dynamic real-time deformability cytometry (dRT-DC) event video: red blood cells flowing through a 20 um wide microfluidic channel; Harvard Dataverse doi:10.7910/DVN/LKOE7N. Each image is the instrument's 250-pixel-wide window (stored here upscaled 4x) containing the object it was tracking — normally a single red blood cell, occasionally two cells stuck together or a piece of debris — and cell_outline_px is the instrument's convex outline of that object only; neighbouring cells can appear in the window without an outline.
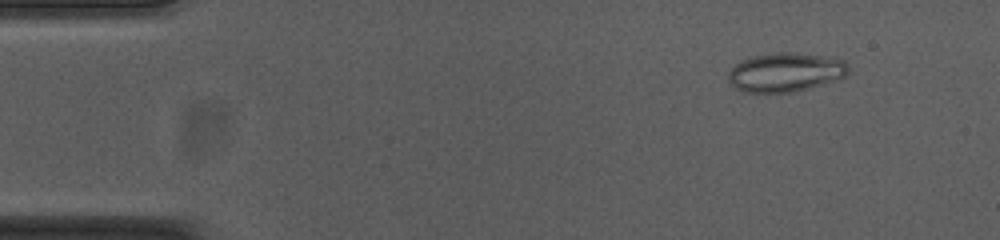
{"species": "common noctule bat (a hibernating species)", "species_latin": "Nyctalus noctula", "temperature_condition": "cold", "stored_images_in_passage": 52, "camera_frame_rate_fps": 3000, "um_per_image_px": 0.085, "animal": {"sex": "female", "body_mass_g": 23.0, "forearm_length_mm": 53.4}, "frame": {"image": 1, "passage_image": 4, "time_ms": 1.0, "image_size_px": [1000, 240], "cell_outline_px": [[848, 72], [844, 76], [808, 88], [792, 92], [748, 92], [736, 88], [728, 80], [728, 72], [740, 60], [752, 56], [776, 52], [796, 52], [832, 56], [844, 60], [848, 64]], "centroid_in_image_um": [66.77, 6.11], "position_along_channel_um": 18.2, "area_um2": 27.28}}
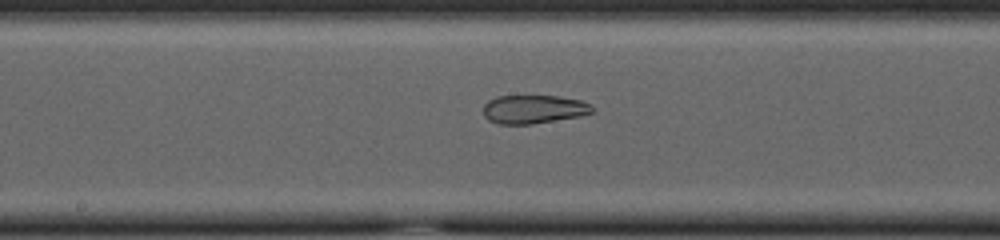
{"frame": {"image": 2, "passage_image": 26, "time_ms": 8.333, "image_size_px": [1000, 240], "cell_outline_px": [[592, 112], [580, 116], [532, 124], [500, 124], [488, 120], [484, 116], [484, 104], [488, 100], [496, 96], [560, 96], [580, 100], [592, 104]], "centroid_in_image_um": [45.35, 9.28], "position_along_channel_um": 202.9, "area_um2": 18.15}}
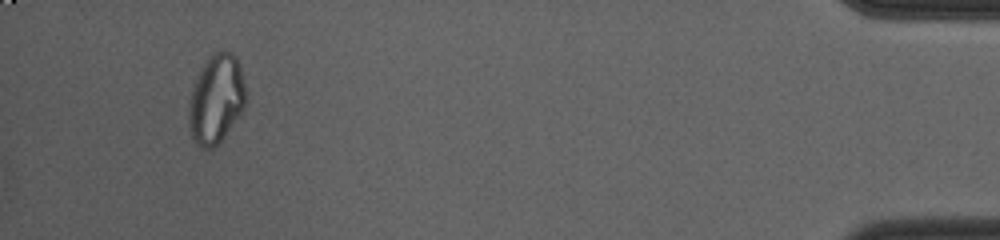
{"frame": {"image": 3, "passage_image": 49, "time_ms": 16.0, "image_size_px": [1000, 240], "cell_outline_px": [[244, 108], [224, 136], [212, 148], [200, 148], [196, 144], [192, 136], [188, 120], [188, 108], [192, 92], [196, 80], [208, 56], [212, 52], [224, 48], [232, 52], [236, 56], [240, 68], [244, 84]], "centroid_in_image_um": [18.36, 8.39], "position_along_channel_um": 416.8, "area_um2": 29.13}, "authors_computed_cell_mechanics": {"area_um2": 26.3568, "velocity_mm_per_s": 3.7519, "shape_relaxation_time_tau1_ms": null, "shape_relaxation_time_tau2_ms": 2.1502, "deformation_change_tau1": null, "deformation_change_tau2": 0.0861}}